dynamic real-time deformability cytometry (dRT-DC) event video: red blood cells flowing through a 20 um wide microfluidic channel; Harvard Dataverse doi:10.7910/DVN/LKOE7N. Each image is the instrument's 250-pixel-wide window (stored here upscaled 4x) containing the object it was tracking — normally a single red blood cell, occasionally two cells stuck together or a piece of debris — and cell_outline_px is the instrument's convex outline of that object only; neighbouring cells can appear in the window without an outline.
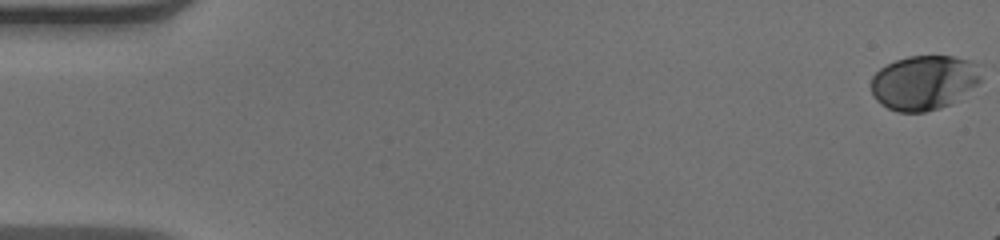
{"species": "human", "species_latin": "Homo sapiens", "temperature_condition": "warm", "stored_images_in_passage": 17, "camera_frame_rate_fps": 3000, "um_per_image_px": 0.085, "donor": {"sex": "male"}, "frame": {"image": 1, "passage_image": 1, "time_ms": 0.0, "image_size_px": [1000, 240], "cell_outline_px": [[980, 80], [976, 84], [952, 104], [940, 108], [924, 112], [896, 112], [880, 104], [872, 96], [872, 76], [880, 68], [896, 60], [908, 56], [952, 56], [968, 60], [976, 64]], "centroid_in_image_um": [78.49, 7.03], "position_along_channel_um": 6.5, "area_um2": 34.74}}
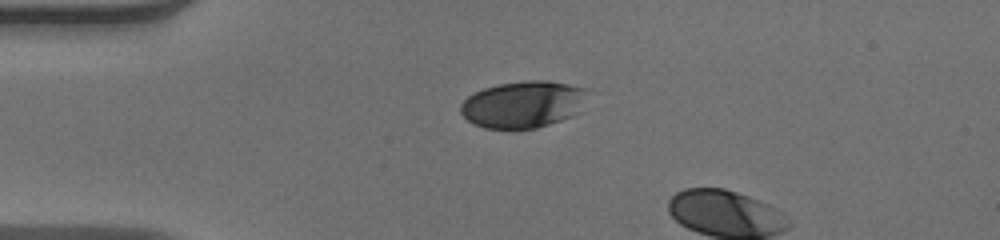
{"frame": {"image": 2, "passage_image": 14, "time_ms": 4.333, "image_size_px": [1000, 240], "cell_outline_px": [[588, 92], [580, 112], [572, 116], [536, 128], [484, 128], [468, 120], [460, 112], [460, 104], [468, 96], [484, 88], [500, 84], [528, 80], [548, 80], [568, 84], [584, 88]], "centroid_in_image_um": [44.48, 8.86], "position_along_channel_um": 40.5, "area_um2": 34.45}}